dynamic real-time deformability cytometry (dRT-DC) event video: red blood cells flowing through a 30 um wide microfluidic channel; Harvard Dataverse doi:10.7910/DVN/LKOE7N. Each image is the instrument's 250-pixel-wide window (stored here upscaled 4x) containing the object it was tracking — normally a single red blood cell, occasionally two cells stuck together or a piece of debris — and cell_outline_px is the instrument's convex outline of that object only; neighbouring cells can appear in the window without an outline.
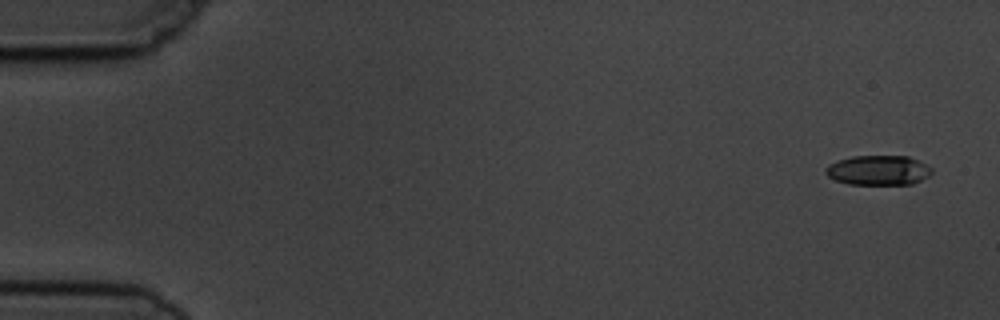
{"species": "common noctule bat (a hibernating species)", "species_latin": "Nyctalus noctula", "temperature_condition": "cold", "stored_images_in_passage": 5, "camera_frame_rate_fps": 3000, "um_per_image_px": 0.085, "animal": {"sex": "male", "body_mass_g": 19.5, "forearm_length_mm": 54.6}, "frame": {"image": 1, "passage_image": 1, "time_ms": 0.0, "image_size_px": [1000, 320], "cell_outline_px": [[932, 172], [928, 176], [912, 184], [848, 184], [836, 180], [828, 176], [824, 172], [824, 168], [828, 164], [852, 156], [908, 156], [932, 168]], "centroid_in_image_um": [74.62, 14.47], "position_along_channel_um": 10.4, "area_um2": 18.26}}
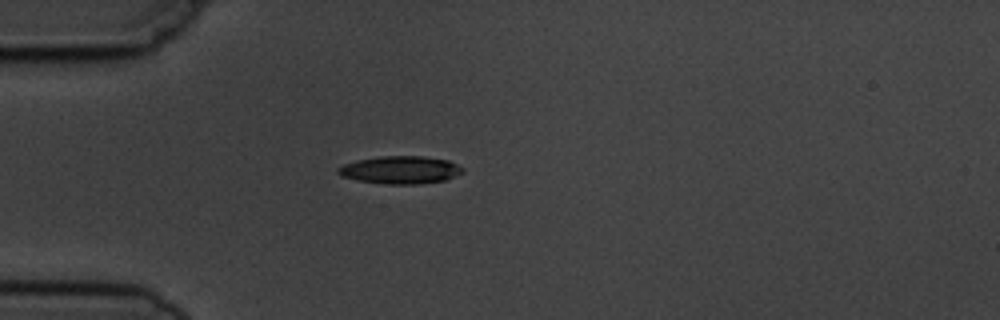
{"frame": {"image": 2, "passage_image": 4, "time_ms": 4.333, "image_size_px": [1000, 320], "cell_outline_px": [[464, 172], [444, 180], [420, 184], [392, 184], [356, 180], [340, 176], [336, 172], [336, 168], [344, 164], [356, 160], [380, 156], [424, 156], [448, 160], [464, 168]], "centroid_in_image_um": [34.01, 14.43], "position_along_channel_um": 51.0, "area_um2": 20.17}}